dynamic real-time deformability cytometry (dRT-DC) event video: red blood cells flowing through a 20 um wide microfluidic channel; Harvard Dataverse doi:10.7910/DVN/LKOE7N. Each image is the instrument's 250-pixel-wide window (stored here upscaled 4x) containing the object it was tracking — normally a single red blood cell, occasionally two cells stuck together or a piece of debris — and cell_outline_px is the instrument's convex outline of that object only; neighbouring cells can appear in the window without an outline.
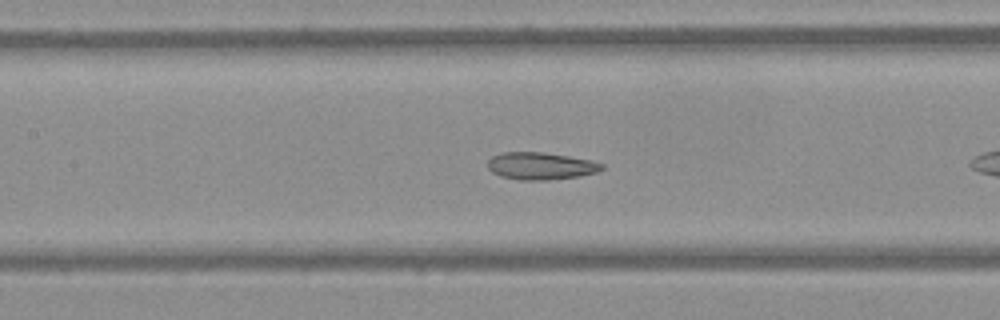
{"species": "Egyptian fruit bat (a non-hibernating species)", "species_latin": "Rousettus aegyptiacus", "temperature_condition": "warm", "stored_images_in_passage": 45, "camera_frame_rate_fps": 3000, "um_per_image_px": 0.085, "frame": {"image": 1, "passage_image": 11, "time_ms": 3.333, "image_size_px": [1000, 320], "cell_outline_px": [[604, 168], [596, 172], [580, 176], [548, 180], [520, 180], [500, 176], [492, 172], [488, 168], [488, 160], [492, 156], [504, 152], [544, 152], [592, 160], [604, 164]], "centroid_in_image_um": [45.96, 14.11], "position_along_channel_um": 161.4, "area_um2": 18.21}}
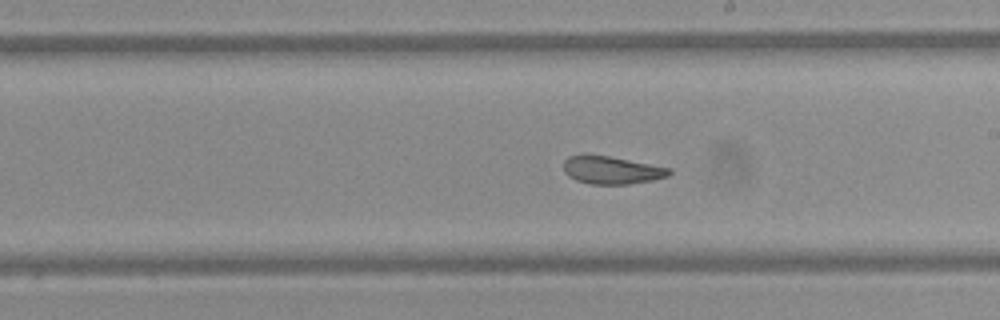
{"frame": {"image": 2, "passage_image": 18, "time_ms": 5.667, "image_size_px": [1000, 320], "cell_outline_px": [[672, 172], [668, 176], [652, 180], [628, 184], [588, 184], [576, 180], [568, 176], [564, 172], [564, 160], [568, 156], [580, 152], [588, 152], [672, 168]], "centroid_in_image_um": [51.93, 14.42], "position_along_channel_um": 237.1, "area_um2": 17.63}}
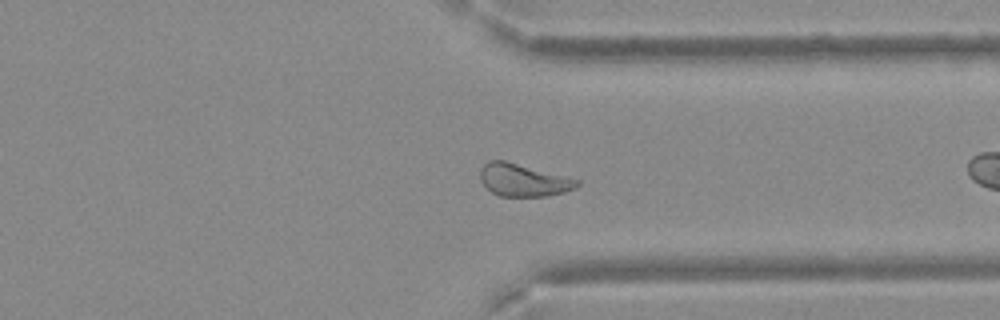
{"frame": {"image": 3, "passage_image": 30, "time_ms": 9.667, "image_size_px": [1000, 320], "cell_outline_px": [[580, 184], [576, 188], [564, 192], [544, 196], [500, 196], [492, 192], [480, 180], [480, 168], [488, 160], [504, 160], [580, 180]], "centroid_in_image_um": [44.47, 15.3], "position_along_channel_um": 366.9, "area_um2": 18.21}}